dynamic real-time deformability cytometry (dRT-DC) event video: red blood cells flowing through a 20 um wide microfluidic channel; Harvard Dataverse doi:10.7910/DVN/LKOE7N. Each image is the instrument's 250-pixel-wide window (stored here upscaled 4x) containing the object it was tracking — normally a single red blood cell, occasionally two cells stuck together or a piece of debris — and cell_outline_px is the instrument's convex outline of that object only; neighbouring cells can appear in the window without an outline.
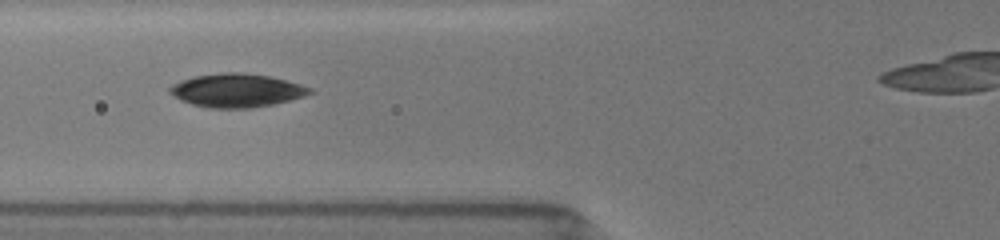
{"species": "common noctule bat (a hibernating species)", "species_latin": "Nyctalus noctula", "temperature_condition": "room temperature", "stored_images_in_passage": 12, "camera_frame_rate_fps": 3000, "um_per_image_px": 0.085, "animal": {"sex": "female", "body_mass_g": 19.5, "forearm_length_mm": 54.1}, "frame": {"image": 1, "passage_image": 6, "time_ms": 2.333, "image_size_px": [1000, 240], "cell_outline_px": [[316, 92], [304, 96], [272, 104], [252, 108], [208, 108], [192, 104], [180, 100], [168, 92], [168, 88], [172, 84], [180, 80], [196, 76], [220, 72], [240, 72], [268, 76], [300, 84], [312, 88]], "centroid_in_image_um": [20.09, 7.68], "position_along_channel_um": 105.7, "area_um2": 27.34}}
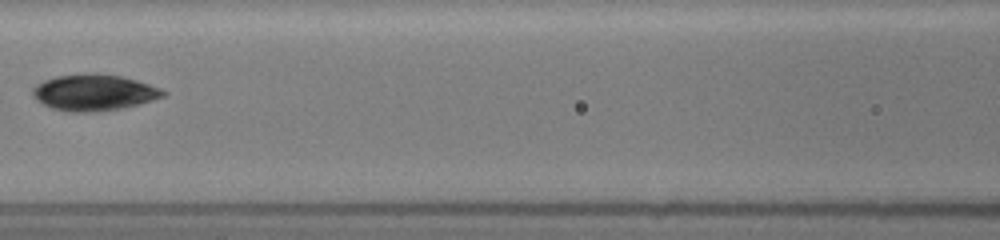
{"frame": {"image": 2, "passage_image": 9, "time_ms": 3.667, "image_size_px": [1000, 240], "cell_outline_px": [[168, 92], [164, 96], [140, 104], [120, 108], [84, 112], [72, 112], [52, 108], [36, 100], [32, 96], [32, 88], [36, 84], [44, 80], [56, 76], [120, 76], [136, 80], [160, 88]], "centroid_in_image_um": [7.97, 7.9], "position_along_channel_um": 158.6, "area_um2": 26.53}}
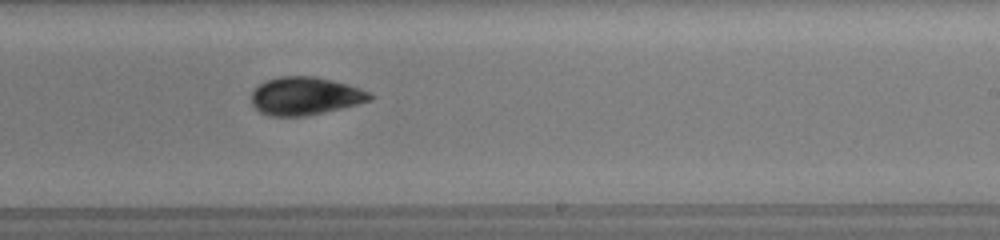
{"frame": {"image": 3, "passage_image": 12, "time_ms": 6.333, "image_size_px": [1000, 240], "cell_outline_px": [[372, 100], [340, 108], [304, 116], [268, 116], [260, 112], [252, 104], [252, 92], [260, 84], [268, 80], [280, 76], [316, 76], [348, 84], [372, 92]], "centroid_in_image_um": [25.95, 8.15], "position_along_channel_um": 263.1, "area_um2": 26.07}}